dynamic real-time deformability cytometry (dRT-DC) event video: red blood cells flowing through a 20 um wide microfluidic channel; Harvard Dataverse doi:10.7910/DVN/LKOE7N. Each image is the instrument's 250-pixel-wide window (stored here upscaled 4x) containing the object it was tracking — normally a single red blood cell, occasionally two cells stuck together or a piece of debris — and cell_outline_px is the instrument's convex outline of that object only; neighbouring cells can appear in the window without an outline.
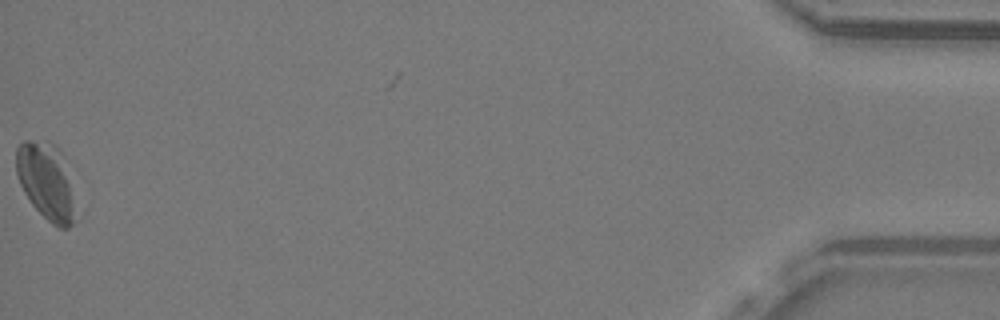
{"species": "common noctule bat (a hibernating species)", "species_latin": "Nyctalus noctula", "temperature_condition": "warm", "stored_images_in_passage": 41, "camera_frame_rate_fps": 3000, "um_per_image_px": 0.085, "animal": {"sex": "male", "body_mass_g": 19.2, "forearm_length_mm": 51.8}, "frame": {"image": 1, "passage_image": 40, "time_ms": 13.0, "image_size_px": [1000, 320], "cell_outline_px": [[80, 220], [68, 228], [60, 228], [52, 224], [32, 204], [24, 192], [20, 184], [16, 172], [16, 148], [24, 140], [28, 140], [52, 144], [60, 152]], "centroid_in_image_um": [3.94, 15.5], "position_along_channel_um": 431.3, "area_um2": 26.18}, "authors_computed_cell_mechanics": {"area_um2": 27.9174, "velocity_mm_per_s": 3.9575, "shape_relaxation_time_tau1_ms": 5.0829, "shape_relaxation_time_tau2_ms": 6.093, "deformation_change_tau1": 0.1184, "deformation_change_tau2": 0.0974}}